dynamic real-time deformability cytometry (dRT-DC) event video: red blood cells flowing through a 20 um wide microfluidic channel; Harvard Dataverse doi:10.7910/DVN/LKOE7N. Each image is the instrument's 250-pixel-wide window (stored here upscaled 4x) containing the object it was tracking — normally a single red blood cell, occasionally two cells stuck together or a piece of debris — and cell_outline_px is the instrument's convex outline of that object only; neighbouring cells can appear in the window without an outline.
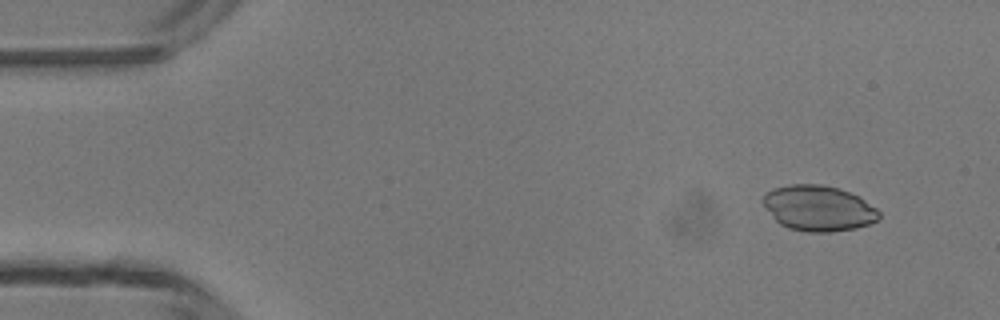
{"species": "common noctule bat (a hibernating species)", "species_latin": "Nyctalus noctula", "temperature_condition": "room temperature", "stored_images_in_passage": 4, "camera_frame_rate_fps": 3000, "um_per_image_px": 0.085, "animal": {"sex": "male", "body_mass_g": 13.3}, "frame": {"image": 1, "passage_image": 1, "time_ms": 0.0, "image_size_px": [1000, 320], "cell_outline_px": [[880, 220], [856, 228], [828, 232], [808, 232], [788, 228], [780, 224], [776, 220], [760, 200], [768, 192], [776, 188], [792, 184], [820, 184], [836, 188], [860, 196], [876, 208], [880, 212]], "centroid_in_image_um": [69.6, 17.71], "position_along_channel_um": 15.4, "area_um2": 30.63}}